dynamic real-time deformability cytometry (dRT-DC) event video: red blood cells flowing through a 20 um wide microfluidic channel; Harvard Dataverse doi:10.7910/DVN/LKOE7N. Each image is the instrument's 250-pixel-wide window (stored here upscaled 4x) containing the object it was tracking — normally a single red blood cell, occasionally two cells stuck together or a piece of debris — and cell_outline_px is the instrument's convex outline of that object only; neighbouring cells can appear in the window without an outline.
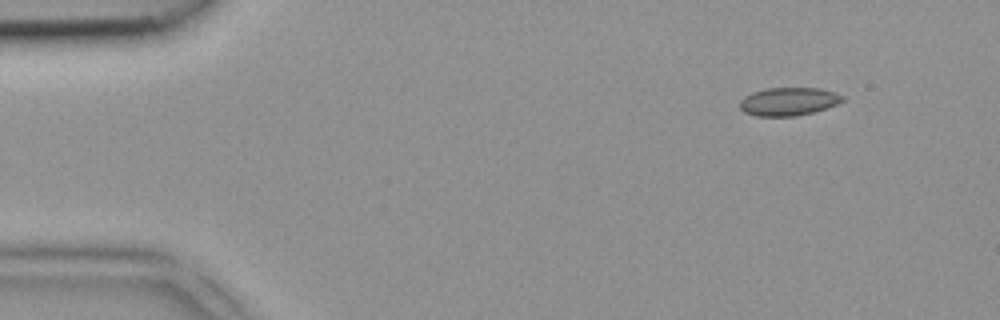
{"species": "common noctule bat (a hibernating species)", "species_latin": "Nyctalus noctula", "temperature_condition": "room temperature", "stored_images_in_passage": 4, "camera_frame_rate_fps": 3000, "um_per_image_px": 0.085, "animal": {"sex": "female", "body_mass_g": 18.4}, "frame": {"image": 1, "passage_image": 1, "time_ms": 0.0, "image_size_px": [1000, 320], "cell_outline_px": [[844, 100], [828, 108], [796, 116], [756, 116], [744, 112], [740, 108], [740, 100], [744, 96], [752, 92], [764, 88], [820, 88], [836, 92], [844, 96]], "centroid_in_image_um": [67.03, 8.62], "position_along_channel_um": 18.0, "area_um2": 16.99}}